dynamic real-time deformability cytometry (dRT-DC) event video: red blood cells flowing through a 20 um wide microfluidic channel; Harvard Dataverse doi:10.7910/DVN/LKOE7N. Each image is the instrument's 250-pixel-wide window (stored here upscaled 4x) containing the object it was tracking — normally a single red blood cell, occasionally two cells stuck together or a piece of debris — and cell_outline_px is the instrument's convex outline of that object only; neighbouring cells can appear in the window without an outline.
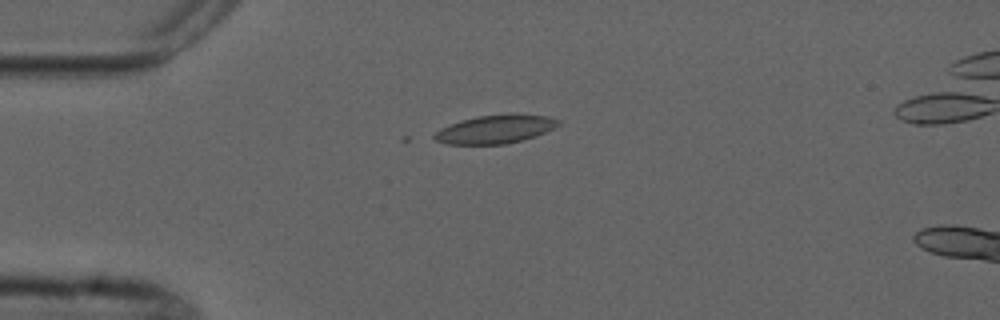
{"species": "common noctule bat (a hibernating species)", "species_latin": "Nyctalus noctula", "temperature_condition": "cold", "stored_images_in_passage": 3, "camera_frame_rate_fps": 3000, "um_per_image_px": 0.085, "animal": {"sex": "male", "forearm_length_mm": 52.5}, "frame": {"image": 1, "passage_image": 1, "time_ms": 0.0, "image_size_px": [1000, 320], "cell_outline_px": [[560, 124], [536, 136], [524, 140], [504, 144], [448, 144], [436, 140], [432, 136], [440, 128], [448, 124], [460, 120], [476, 116], [548, 116], [560, 120]], "centroid_in_image_um": [42.04, 11.02], "position_along_channel_um": 43.0, "area_um2": 19.88}}
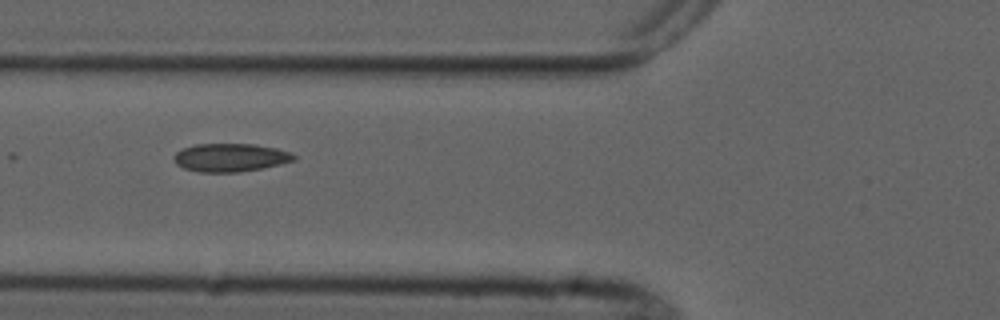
{"frame": {"image": 2, "passage_image": 3, "time_ms": 2.333, "image_size_px": [1000, 320], "cell_outline_px": [[296, 160], [264, 168], [240, 172], [200, 172], [184, 168], [176, 164], [172, 160], [172, 156], [176, 152], [184, 148], [196, 144], [256, 144], [276, 148], [288, 152], [296, 156]], "centroid_in_image_um": [19.56, 13.39], "position_along_channel_um": 106.2, "area_um2": 19.83}}